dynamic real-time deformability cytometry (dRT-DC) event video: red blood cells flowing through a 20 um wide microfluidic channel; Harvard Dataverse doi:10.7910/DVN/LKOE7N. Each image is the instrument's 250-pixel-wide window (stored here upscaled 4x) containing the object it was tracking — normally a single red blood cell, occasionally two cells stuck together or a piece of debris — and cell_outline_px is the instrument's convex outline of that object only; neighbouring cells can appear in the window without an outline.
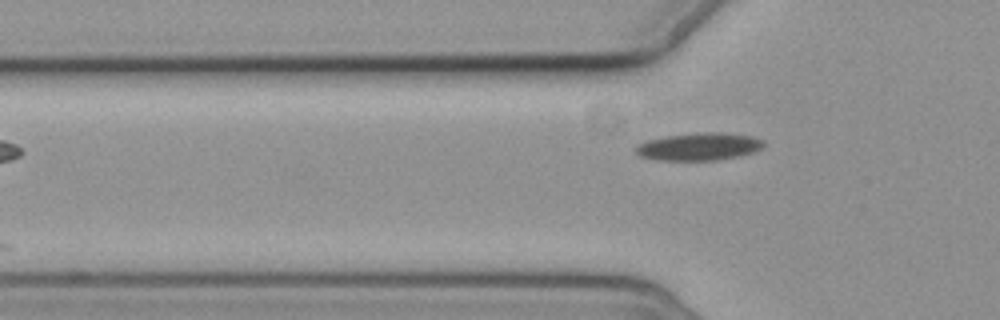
{"species": "common noctule bat (a hibernating species)", "species_latin": "Nyctalus noctula", "temperature_condition": "cold", "stored_images_in_passage": 3, "camera_frame_rate_fps": 3000, "um_per_image_px": 0.085, "animal": {"sex": "female", "body_mass_g": 19.3, "forearm_length_mm": 54.1}, "frame": {"image": 1, "passage_image": 3, "time_ms": 2.333, "image_size_px": [1000, 320], "cell_outline_px": [[764, 144], [760, 148], [752, 152], [736, 156], [716, 160], [656, 160], [640, 156], [636, 152], [636, 144], [648, 140], [668, 136], [700, 132], [720, 132], [752, 136], [764, 140]], "centroid_in_image_um": [59.39, 12.45], "position_along_channel_um": 66.4, "area_um2": 20.35}}